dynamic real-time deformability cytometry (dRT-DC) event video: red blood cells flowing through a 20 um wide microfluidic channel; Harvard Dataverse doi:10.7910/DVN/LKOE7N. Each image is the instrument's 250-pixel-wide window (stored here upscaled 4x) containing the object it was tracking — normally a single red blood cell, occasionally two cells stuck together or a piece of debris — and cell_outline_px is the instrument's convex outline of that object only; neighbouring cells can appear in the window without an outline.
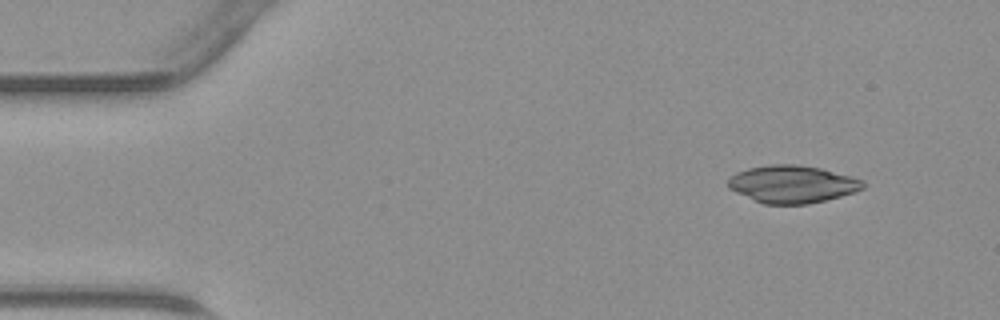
{"species": "common noctule bat (a hibernating species)", "species_latin": "Nyctalus noctula", "temperature_condition": "warm", "stored_images_in_passage": 41, "camera_frame_rate_fps": 3000, "um_per_image_px": 0.085, "animal": {"sex": "male", "body_mass_g": 23.1, "forearm_length_mm": 52.7}, "frame": {"image": 1, "passage_image": 1, "time_ms": 0.0, "image_size_px": [1000, 320], "cell_outline_px": [[864, 188], [856, 192], [808, 204], [764, 204], [752, 200], [728, 188], [728, 180], [736, 172], [748, 168], [768, 164], [796, 164], [820, 168], [864, 180]], "centroid_in_image_um": [67.33, 15.65], "position_along_channel_um": 17.7, "area_um2": 29.48}}